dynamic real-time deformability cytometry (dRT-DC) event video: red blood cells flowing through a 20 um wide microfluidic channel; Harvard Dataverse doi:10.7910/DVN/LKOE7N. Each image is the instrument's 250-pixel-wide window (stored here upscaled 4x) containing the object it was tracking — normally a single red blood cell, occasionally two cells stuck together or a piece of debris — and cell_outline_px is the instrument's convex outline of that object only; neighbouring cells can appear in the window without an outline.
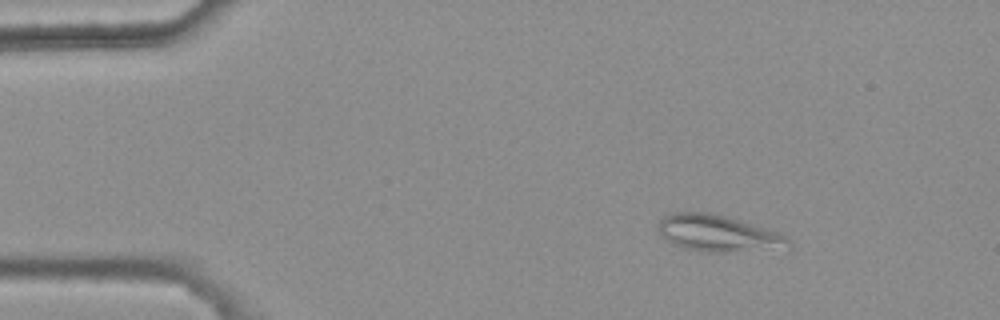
{"species": "common noctule bat (a hibernating species)", "species_latin": "Nyctalus noctula", "temperature_condition": "warm", "stored_images_in_passage": 4, "camera_frame_rate_fps": 3000, "um_per_image_px": 0.085, "animal": {"sex": "female", "body_mass_g": 25.1}, "frame": {"image": 1, "passage_image": 2, "time_ms": 0.333, "image_size_px": [1000, 320], "cell_outline_px": [[792, 248], [724, 252], [704, 252], [688, 248], [676, 244], [660, 236], [656, 232], [656, 224], [664, 216], [672, 212], [712, 212], [740, 220], [776, 232], [792, 240]], "centroid_in_image_um": [61.02, 19.83], "position_along_channel_um": 24.0, "area_um2": 27.86}}